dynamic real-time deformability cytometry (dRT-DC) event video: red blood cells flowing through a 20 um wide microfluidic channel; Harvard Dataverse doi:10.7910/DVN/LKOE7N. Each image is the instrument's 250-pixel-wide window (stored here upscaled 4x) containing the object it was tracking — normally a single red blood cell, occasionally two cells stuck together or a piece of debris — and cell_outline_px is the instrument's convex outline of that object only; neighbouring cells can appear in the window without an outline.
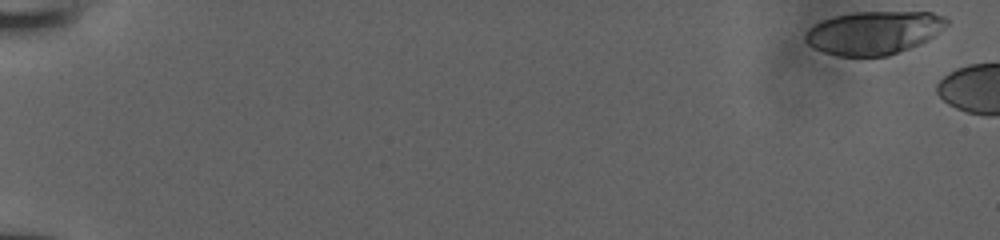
{"species": "human", "species_latin": "Homo sapiens", "temperature_condition": "room temperature", "stored_images_in_passage": 5, "camera_frame_rate_fps": 3000, "um_per_image_px": 0.085, "donor": {"sex": "male"}, "frame": {"image": 1, "passage_image": 1, "time_ms": 0.0, "image_size_px": [1000, 240], "cell_outline_px": [[948, 24], [928, 40], [920, 44], [888, 56], [840, 56], [824, 52], [808, 44], [804, 40], [804, 36], [808, 28], [824, 20], [836, 16], [856, 12], [932, 12], [944, 16], [948, 20]], "centroid_in_image_um": [74.29, 2.78], "position_along_channel_um": 10.7, "area_um2": 35.43}}